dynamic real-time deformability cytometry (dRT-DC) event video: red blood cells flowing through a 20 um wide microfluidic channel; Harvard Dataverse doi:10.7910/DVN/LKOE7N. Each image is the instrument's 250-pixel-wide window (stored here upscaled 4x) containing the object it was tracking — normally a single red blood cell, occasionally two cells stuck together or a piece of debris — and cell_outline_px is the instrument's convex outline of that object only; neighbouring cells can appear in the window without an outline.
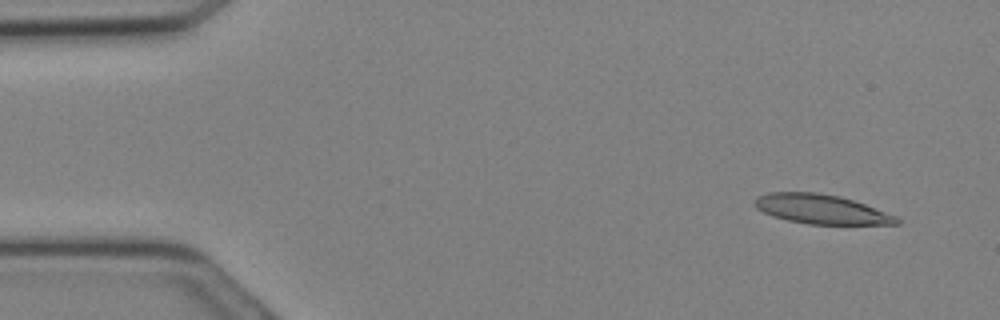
{"species": "Egyptian fruit bat (a non-hibernating species)", "species_latin": "Rousettus aegyptiacus", "temperature_condition": "cold", "stored_images_in_passage": 14, "camera_frame_rate_fps": 3000, "um_per_image_px": 0.085, "animal": {"sex": "female"}, "frame": {"image": 1, "passage_image": 2, "time_ms": 0.333, "image_size_px": [1000, 320], "cell_outline_px": [[900, 224], [808, 224], [788, 220], [772, 216], [756, 208], [752, 204], [756, 196], [768, 192], [816, 192], [840, 196], [864, 204], [896, 216], [900, 220]], "centroid_in_image_um": [69.75, 17.77], "position_along_channel_um": 15.3, "area_um2": 24.28}}
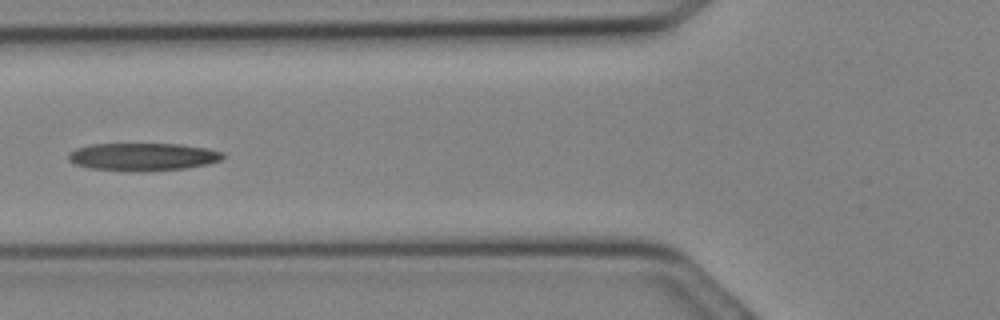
{"frame": {"image": 2, "passage_image": 11, "time_ms": 3.333, "image_size_px": [1000, 320], "cell_outline_px": [[224, 156], [220, 160], [208, 164], [184, 168], [92, 168], [76, 164], [68, 160], [68, 152], [76, 148], [88, 144], [180, 144], [204, 148], [224, 152]], "centroid_in_image_um": [12.14, 13.26], "position_along_channel_um": 113.7, "area_um2": 23.58}}
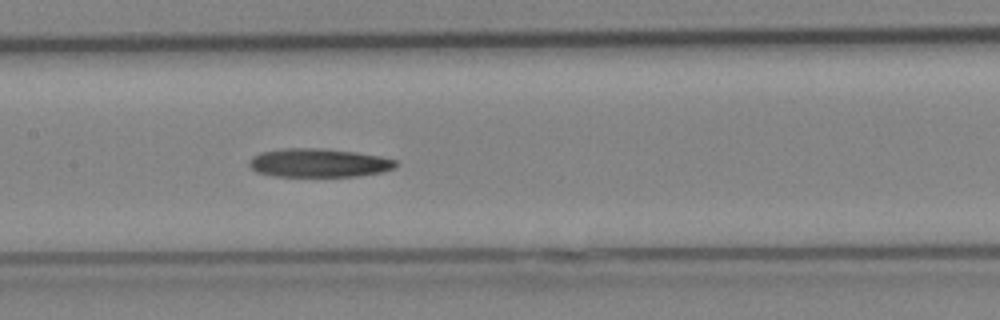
{"frame": {"image": 3, "passage_image": 14, "time_ms": 4.333, "image_size_px": [1000, 320], "cell_outline_px": [[396, 164], [392, 168], [380, 172], [360, 176], [276, 176], [256, 172], [248, 164], [248, 160], [252, 156], [260, 152], [280, 148], [320, 148], [356, 152], [380, 156], [396, 160]], "centroid_in_image_um": [27.03, 13.83], "position_along_channel_um": 180.4, "area_um2": 24.45}}